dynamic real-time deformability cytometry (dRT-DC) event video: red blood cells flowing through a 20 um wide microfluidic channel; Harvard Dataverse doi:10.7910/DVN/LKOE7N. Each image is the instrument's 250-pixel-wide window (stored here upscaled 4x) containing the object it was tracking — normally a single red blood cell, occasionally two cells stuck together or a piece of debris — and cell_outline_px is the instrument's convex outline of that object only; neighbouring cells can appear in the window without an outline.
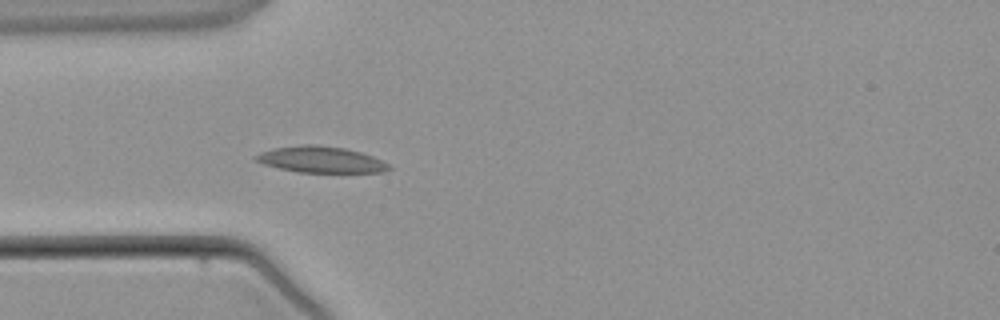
{"species": "common noctule bat (a hibernating species)", "species_latin": "Nyctalus noctula", "temperature_condition": "warm", "stored_images_in_passage": 2, "camera_frame_rate_fps": 3000, "um_per_image_px": 0.085, "animal": {"sex": "male", "body_mass_g": 21.5, "forearm_length_mm": 52.0}, "frame": {"image": 1, "passage_image": 2, "time_ms": 1.333, "image_size_px": [1000, 320], "cell_outline_px": [[392, 168], [384, 172], [296, 172], [264, 164], [256, 160], [252, 156], [260, 152], [272, 148], [304, 144], [316, 144], [344, 148], [360, 152], [372, 156], [388, 164]], "centroid_in_image_um": [27.24, 13.56], "position_along_channel_um": 57.8, "area_um2": 20.29}}